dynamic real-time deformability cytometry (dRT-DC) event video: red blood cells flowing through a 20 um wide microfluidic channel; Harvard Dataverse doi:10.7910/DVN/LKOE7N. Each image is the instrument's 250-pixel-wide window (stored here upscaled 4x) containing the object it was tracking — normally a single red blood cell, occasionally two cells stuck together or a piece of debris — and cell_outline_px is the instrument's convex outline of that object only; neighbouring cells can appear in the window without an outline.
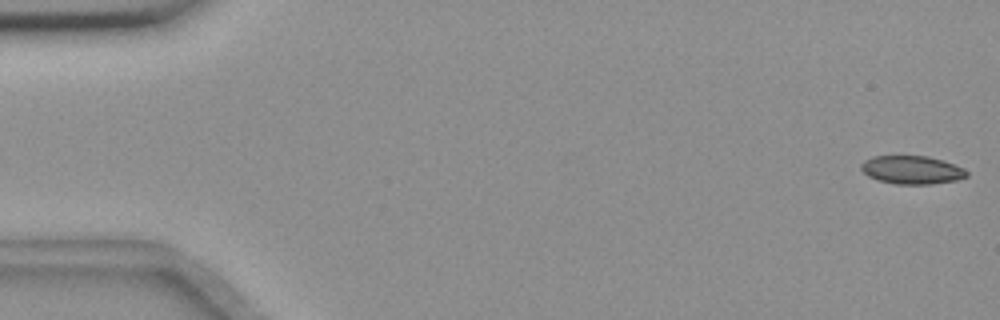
{"species": "common noctule bat (a hibernating species)", "species_latin": "Nyctalus noctula", "temperature_condition": "room temperature", "stored_images_in_passage": 16, "segment_of_instrument_passage": [1, 2], "camera_frame_rate_fps": 3000, "um_per_image_px": 0.085, "animal": {"sex": "female", "body_mass_g": 18.4}, "frame": {"image": 1, "passage_image": 1, "time_ms": 0.0, "image_size_px": [1000, 320], "cell_outline_px": [[968, 176], [956, 180], [932, 184], [896, 184], [880, 180], [868, 176], [860, 168], [860, 164], [864, 160], [872, 156], [928, 156], [944, 160], [964, 168], [968, 172]], "centroid_in_image_um": [77.52, 14.43], "position_along_channel_um": 7.5, "area_um2": 17.46}}
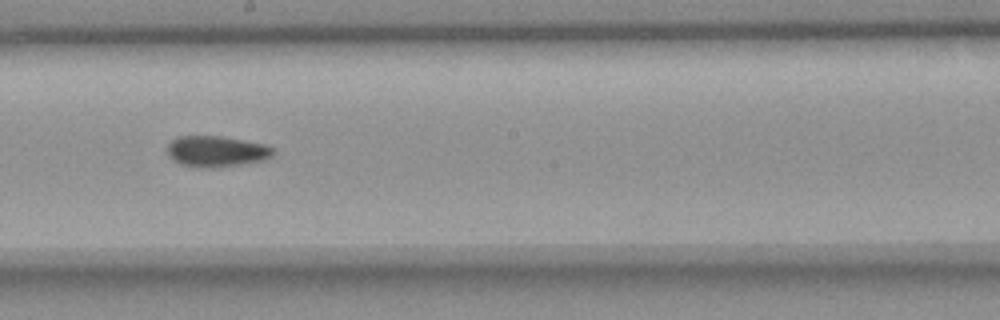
{"frame": {"image": 2, "passage_image": 9, "time_ms": 10.0, "image_size_px": [1000, 320], "cell_outline_px": [[276, 152], [272, 156], [264, 160], [248, 164], [212, 168], [200, 168], [180, 164], [172, 160], [168, 156], [168, 144], [176, 136], [220, 136], [264, 144], [276, 148]], "centroid_in_image_um": [18.42, 12.88], "position_along_channel_um": 229.8, "area_um2": 19.48}}
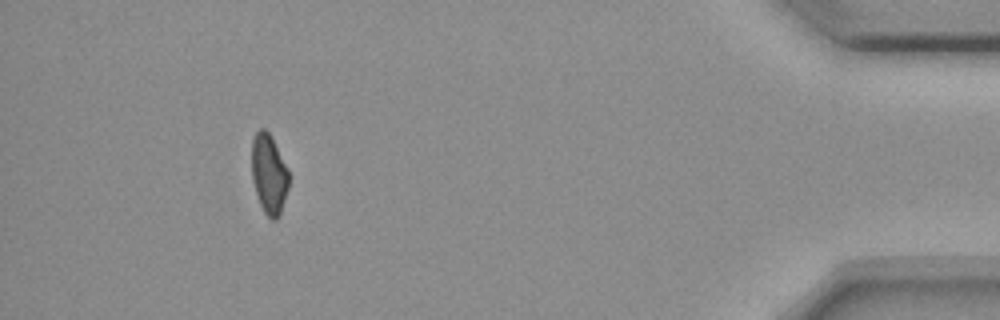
{"frame": {"image": 3, "passage_image": 14, "time_ms": 16.667, "image_size_px": [1000, 320], "cell_outline_px": [[288, 188], [280, 216], [276, 220], [272, 220], [264, 212], [260, 204], [252, 180], [252, 140], [256, 132], [260, 128], [264, 128], [272, 136], [288, 168]], "centroid_in_image_um": [22.87, 14.78], "position_along_channel_um": 412.3, "area_um2": 17.34}}